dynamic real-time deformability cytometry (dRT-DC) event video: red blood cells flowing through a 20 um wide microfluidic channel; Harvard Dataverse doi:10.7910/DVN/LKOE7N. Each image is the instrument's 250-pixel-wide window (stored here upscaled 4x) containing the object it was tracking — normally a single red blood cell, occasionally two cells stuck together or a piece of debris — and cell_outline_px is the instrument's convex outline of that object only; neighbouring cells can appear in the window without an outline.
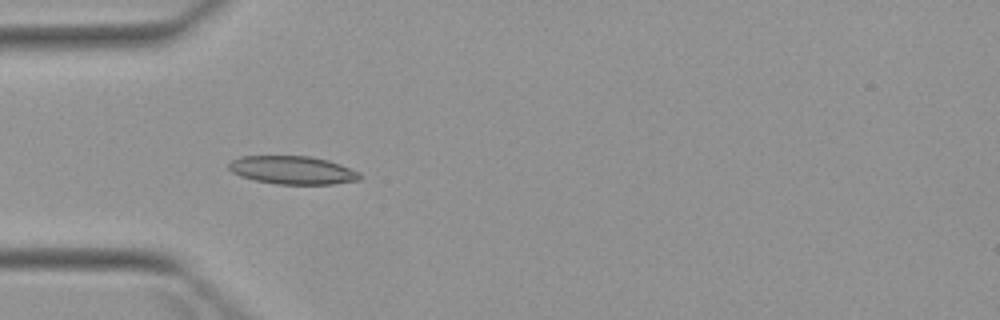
{"species": "Egyptian fruit bat (a non-hibernating species)", "species_latin": "Rousettus aegyptiacus", "temperature_condition": "warm", "stored_images_in_passage": 6, "camera_frame_rate_fps": 3000, "um_per_image_px": 0.085, "animal": {"sex": "female"}, "frame": {"image": 1, "passage_image": 4, "time_ms": 4.667, "image_size_px": [1000, 320], "cell_outline_px": [[360, 180], [332, 184], [276, 184], [256, 180], [240, 176], [232, 172], [228, 168], [228, 164], [232, 160], [240, 156], [308, 156], [328, 160], [340, 164], [360, 172]], "centroid_in_image_um": [24.86, 14.46], "position_along_channel_um": 60.1, "area_um2": 21.5}}
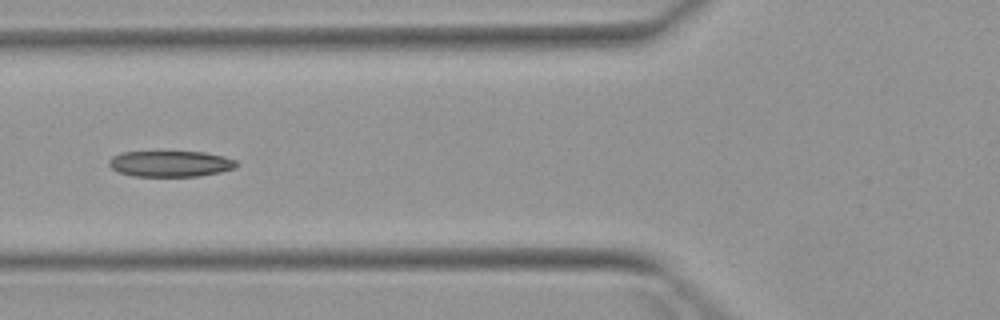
{"frame": {"image": 2, "passage_image": 5, "time_ms": 6.0, "image_size_px": [1000, 320], "cell_outline_px": [[240, 164], [232, 168], [220, 172], [200, 176], [132, 176], [116, 172], [108, 164], [108, 160], [112, 156], [120, 152], [204, 152], [224, 156], [236, 160]], "centroid_in_image_um": [14.46, 13.92], "position_along_channel_um": 111.3, "area_um2": 19.42}}
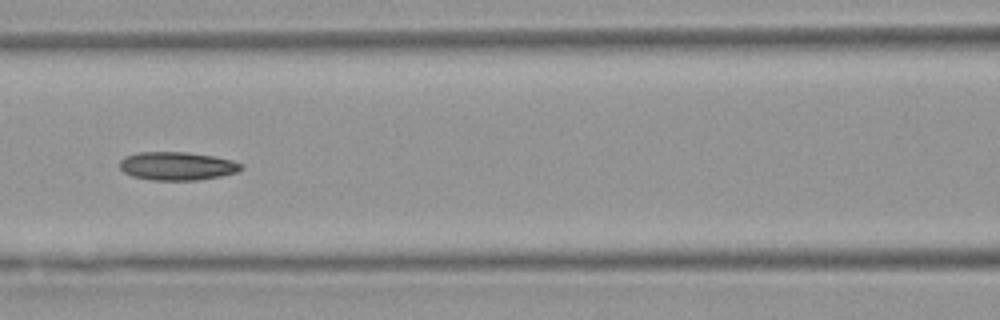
{"frame": {"image": 3, "passage_image": 6, "time_ms": 7.0, "image_size_px": [1000, 320], "cell_outline_px": [[244, 168], [236, 172], [220, 176], [196, 180], [152, 180], [132, 176], [124, 172], [120, 168], [120, 160], [124, 156], [136, 152], [188, 152], [212, 156], [232, 160], [244, 164]], "centroid_in_image_um": [15.05, 14.1], "position_along_channel_um": 151.6, "area_um2": 20.11}}